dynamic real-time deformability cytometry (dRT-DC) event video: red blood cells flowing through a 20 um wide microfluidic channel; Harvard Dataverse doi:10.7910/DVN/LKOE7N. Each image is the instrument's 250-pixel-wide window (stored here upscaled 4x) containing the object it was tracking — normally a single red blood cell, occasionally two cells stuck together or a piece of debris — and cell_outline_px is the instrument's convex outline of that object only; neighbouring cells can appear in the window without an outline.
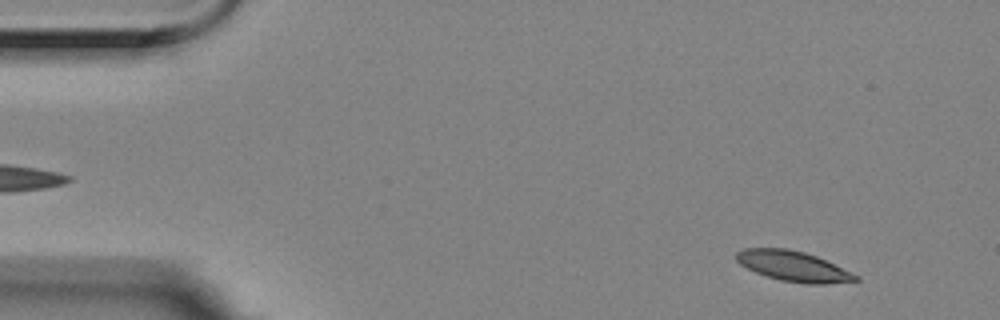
{"species": "Egyptian fruit bat (a non-hibernating species)", "species_latin": "Rousettus aegyptiacus", "temperature_condition": "room temperature", "stored_images_in_passage": 56, "camera_frame_rate_fps": 3000, "um_per_image_px": 0.085, "animal": {"sex": "female"}, "frame": {"image": 1, "passage_image": 5, "time_ms": 1.333, "image_size_px": [1000, 320], "cell_outline_px": [[860, 280], [824, 284], [808, 284], [780, 280], [756, 272], [740, 264], [736, 260], [736, 252], [744, 248], [788, 248], [804, 252], [816, 256], [860, 276]], "centroid_in_image_um": [67.43, 22.62], "position_along_channel_um": 17.6, "area_um2": 20.87}}
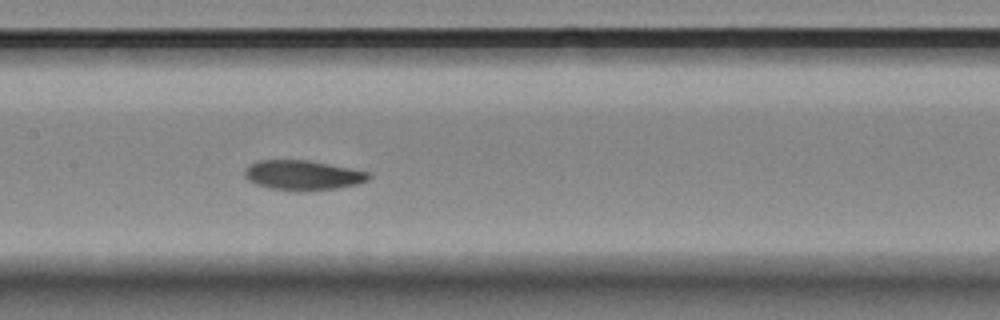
{"frame": {"image": 2, "passage_image": 27, "time_ms": 8.667, "image_size_px": [1000, 320], "cell_outline_px": [[372, 176], [368, 180], [356, 184], [336, 188], [300, 192], [296, 192], [268, 188], [256, 184], [248, 180], [244, 176], [244, 168], [248, 164], [256, 160], [308, 160], [352, 168], [368, 172]], "centroid_in_image_um": [25.69, 14.89], "position_along_channel_um": 181.7, "area_um2": 21.91}}
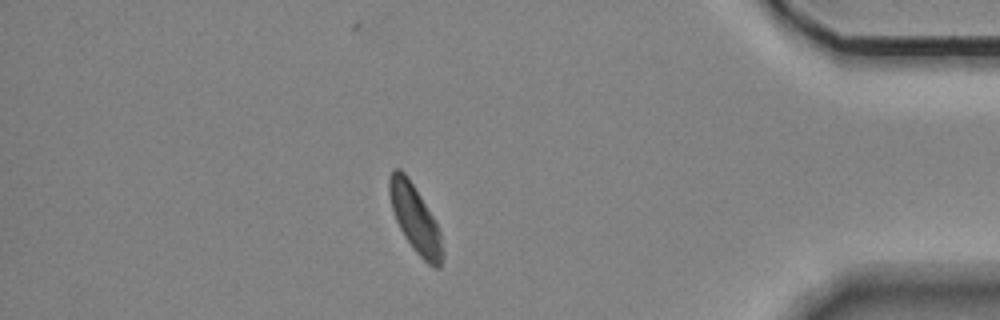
{"frame": {"image": 3, "passage_image": 49, "time_ms": 16.0, "image_size_px": [1000, 320], "cell_outline_px": [[444, 252], [440, 268], [436, 268], [428, 264], [412, 248], [404, 236], [396, 220], [392, 208], [388, 192], [388, 176], [392, 168], [400, 168], [408, 176], [432, 216], [440, 232]], "centroid_in_image_um": [35.26, 18.57], "position_along_channel_um": 399.9, "area_um2": 20.81}, "authors_computed_cell_mechanics": {"area_um2": 21.4727, "velocity_mm_per_s": 3.4897, "shape_relaxation_time_tau1_ms": 6.1582, "shape_relaxation_time_tau2_ms": 7.5043, "deformation_change_tau1": 0.1785, "deformation_change_tau2": 0.13}}